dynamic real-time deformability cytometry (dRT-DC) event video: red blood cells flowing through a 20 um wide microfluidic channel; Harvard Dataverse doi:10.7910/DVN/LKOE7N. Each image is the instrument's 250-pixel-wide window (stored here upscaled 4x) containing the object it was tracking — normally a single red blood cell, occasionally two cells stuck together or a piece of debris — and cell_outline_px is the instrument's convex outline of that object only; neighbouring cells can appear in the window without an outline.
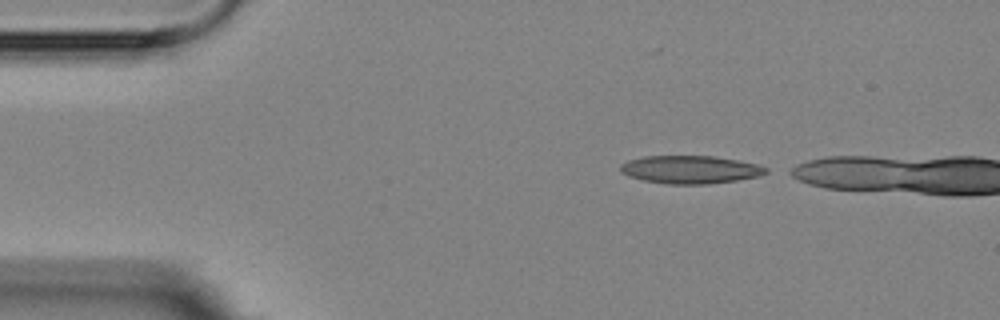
{"species": "Egyptian fruit bat (a non-hibernating species)", "species_latin": "Rousettus aegyptiacus", "temperature_condition": "room temperature", "stored_images_in_passage": 2, "camera_frame_rate_fps": 3000, "um_per_image_px": 0.085, "animal": {"sex": "female"}, "frame": {"image": 1, "passage_image": 1, "time_ms": 0.0, "image_size_px": [1000, 320], "cell_outline_px": [[768, 172], [760, 176], [736, 180], [708, 184], [668, 184], [644, 180], [628, 176], [620, 172], [620, 164], [628, 160], [644, 156], [712, 156], [736, 160], [756, 164], [768, 168]], "centroid_in_image_um": [58.65, 14.41], "position_along_channel_um": 26.3, "area_um2": 23.64}}